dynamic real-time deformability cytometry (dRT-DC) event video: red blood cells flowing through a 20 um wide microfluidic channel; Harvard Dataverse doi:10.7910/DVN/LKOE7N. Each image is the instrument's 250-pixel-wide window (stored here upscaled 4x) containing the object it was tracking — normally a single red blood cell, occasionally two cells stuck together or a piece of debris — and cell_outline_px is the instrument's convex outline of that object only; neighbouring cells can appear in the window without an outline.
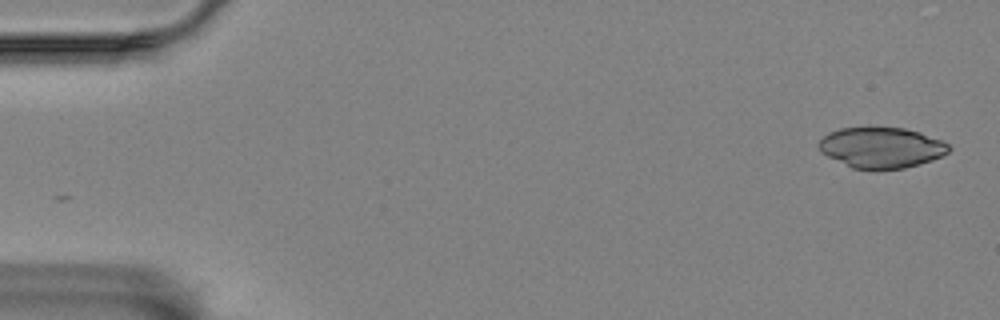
{"species": "Egyptian fruit bat (a non-hibernating species)", "species_latin": "Rousettus aegyptiacus", "temperature_condition": "room temperature", "stored_images_in_passage": 56, "camera_frame_rate_fps": 3000, "um_per_image_px": 0.085, "animal": {"sex": "female"}, "frame": {"image": 1, "passage_image": 1, "time_ms": 0.0, "image_size_px": [1000, 320], "cell_outline_px": [[952, 148], [948, 152], [932, 160], [920, 164], [904, 168], [876, 172], [872, 172], [852, 168], [820, 152], [816, 144], [828, 132], [840, 128], [868, 124], [904, 128], [920, 132], [940, 140], [948, 144]], "centroid_in_image_um": [74.86, 12.53], "position_along_channel_um": 10.1, "area_um2": 32.19}}